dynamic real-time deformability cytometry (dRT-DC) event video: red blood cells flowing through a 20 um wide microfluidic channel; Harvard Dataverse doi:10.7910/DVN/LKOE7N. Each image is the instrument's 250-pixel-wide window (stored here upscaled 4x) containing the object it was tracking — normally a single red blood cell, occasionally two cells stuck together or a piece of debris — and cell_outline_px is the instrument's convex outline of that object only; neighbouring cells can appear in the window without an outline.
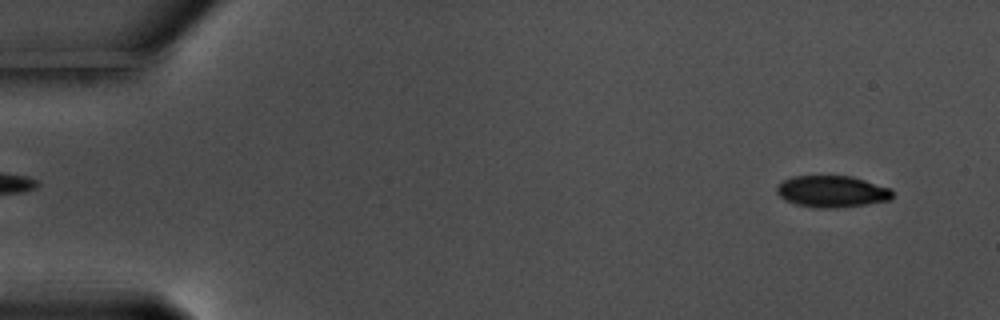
{"species": "common noctule bat (a hibernating species)", "species_latin": "Nyctalus noctula", "temperature_condition": "warm", "stored_images_in_passage": 57, "camera_frame_rate_fps": 3000, "um_per_image_px": 0.085, "animal": {"sex": "male", "body_mass_g": 17.5, "forearm_length_mm": 52.3}, "frame": {"image": 1, "passage_image": 4, "time_ms": 1.0, "image_size_px": [1000, 320], "cell_outline_px": [[892, 200], [836, 208], [816, 208], [796, 204], [784, 200], [776, 192], [776, 188], [784, 180], [792, 176], [852, 176], [892, 188]], "centroid_in_image_um": [70.73, 16.27], "position_along_channel_um": 14.3, "area_um2": 21.39}}
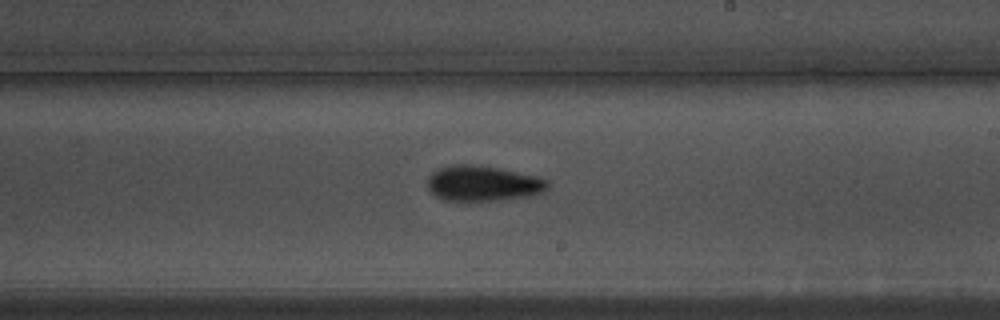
{"frame": {"image": 2, "passage_image": 34, "time_ms": 11.0, "image_size_px": [1000, 320], "cell_outline_px": [[548, 188], [544, 192], [532, 196], [500, 200], [444, 200], [436, 196], [428, 188], [428, 176], [432, 172], [440, 168], [456, 164], [476, 164], [536, 176], [548, 180]], "centroid_in_image_um": [41.06, 15.59], "position_along_channel_um": 247.9, "area_um2": 24.68}}
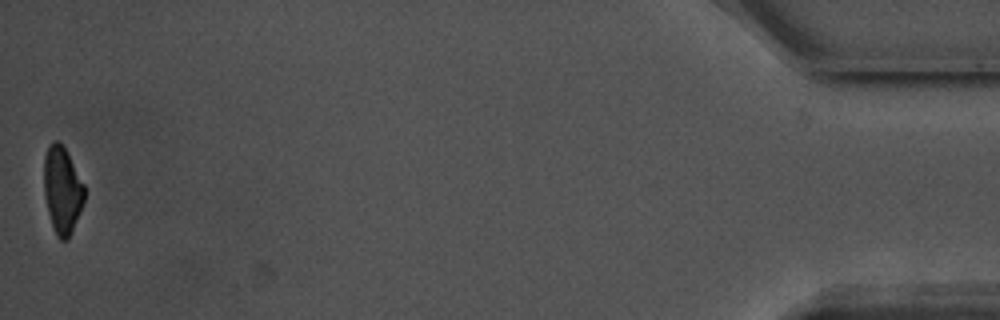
{"frame": {"image": 3, "passage_image": 57, "time_ms": 18.667, "image_size_px": [1000, 320], "cell_outline_px": [[84, 200], [72, 232], [68, 240], [60, 240], [56, 236], [48, 212], [44, 196], [44, 156], [48, 144], [52, 140], [56, 140], [68, 152], [84, 184]], "centroid_in_image_um": [5.28, 16.14], "position_along_channel_um": 429.9, "area_um2": 20.58}, "authors_computed_cell_mechanics": {"area_um2": 22.8888, "velocity_mm_per_s": 3.5816, "shape_relaxation_time_tau1_ms": 2.5245, "shape_relaxation_time_tau2_ms": 3.1722, "deformation_change_tau1": 0.1107, "deformation_change_tau2": 0.0794}}